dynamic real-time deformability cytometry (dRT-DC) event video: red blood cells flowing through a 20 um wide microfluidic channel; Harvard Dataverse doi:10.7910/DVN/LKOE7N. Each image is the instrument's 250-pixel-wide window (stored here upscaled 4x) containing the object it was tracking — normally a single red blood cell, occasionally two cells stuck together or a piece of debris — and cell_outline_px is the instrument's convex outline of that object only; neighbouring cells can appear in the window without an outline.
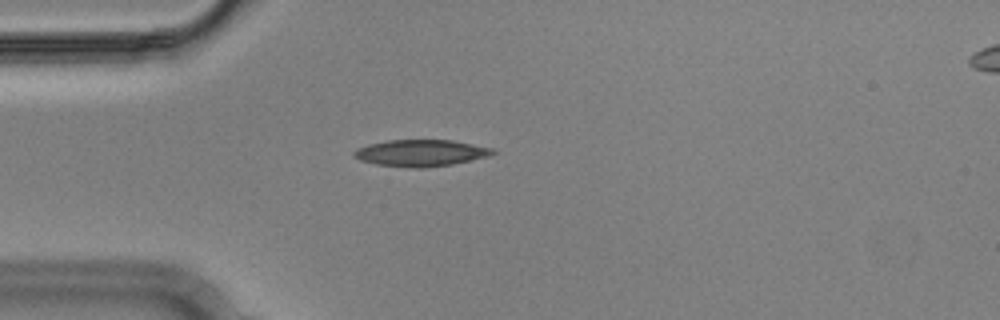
{"species": "Egyptian fruit bat (a non-hibernating species)", "species_latin": "Rousettus aegyptiacus", "temperature_condition": "cold", "stored_images_in_passage": 4, "camera_frame_rate_fps": 3000, "um_per_image_px": 0.085, "animal": {"sex": "male"}, "frame": {"image": 1, "passage_image": 4, "time_ms": 1.0, "image_size_px": [1000, 320], "cell_outline_px": [[496, 152], [488, 156], [452, 164], [424, 168], [412, 168], [376, 164], [360, 160], [352, 156], [352, 152], [356, 148], [368, 144], [388, 140], [452, 140], [492, 148]], "centroid_in_image_um": [35.71, 13.0], "position_along_channel_um": 49.3, "area_um2": 21.5}}